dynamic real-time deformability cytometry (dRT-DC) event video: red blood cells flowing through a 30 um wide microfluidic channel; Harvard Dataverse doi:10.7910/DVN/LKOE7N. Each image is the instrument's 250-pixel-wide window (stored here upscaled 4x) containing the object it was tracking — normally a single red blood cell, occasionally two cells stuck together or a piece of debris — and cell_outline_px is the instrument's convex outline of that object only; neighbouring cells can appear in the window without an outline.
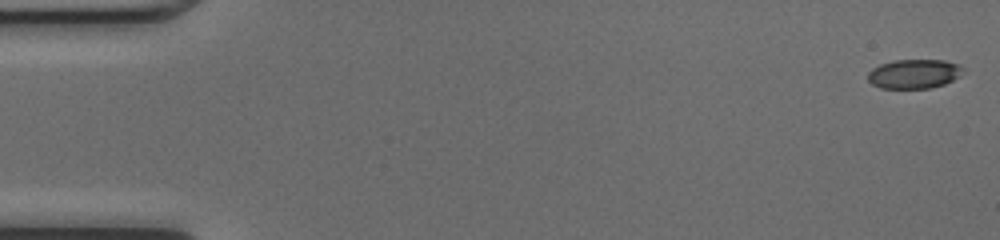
{"species": "common noctule bat (a hibernating species)", "species_latin": "Nyctalus noctula", "temperature_condition": "cold", "stored_images_in_passage": 45, "camera_frame_rate_fps": 3000, "um_per_image_px": 0.085, "animal": {"sex": "female", "body_mass_g": 17.0, "forearm_length_mm": 48.0}, "frame": {"image": 1, "passage_image": 1, "time_ms": 0.0, "image_size_px": [1000, 240], "cell_outline_px": [[964, 68], [960, 76], [944, 84], [928, 88], [880, 88], [872, 84], [868, 80], [868, 72], [872, 68], [880, 64], [896, 60], [944, 60], [960, 64]], "centroid_in_image_um": [77.7, 6.27], "position_along_channel_um": 7.3, "area_um2": 16.24}}
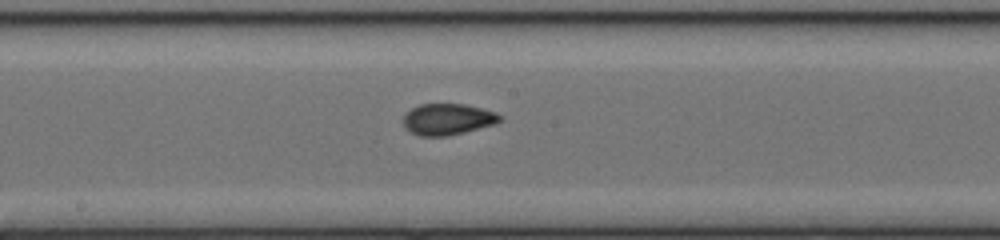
{"frame": {"image": 2, "passage_image": 26, "time_ms": 8.333, "image_size_px": [1000, 240], "cell_outline_px": [[504, 116], [496, 124], [448, 136], [420, 136], [412, 132], [404, 124], [404, 116], [412, 108], [420, 104], [464, 104], [496, 112]], "centroid_in_image_um": [38.1, 10.13], "position_along_channel_um": 210.1, "area_um2": 17.46}}
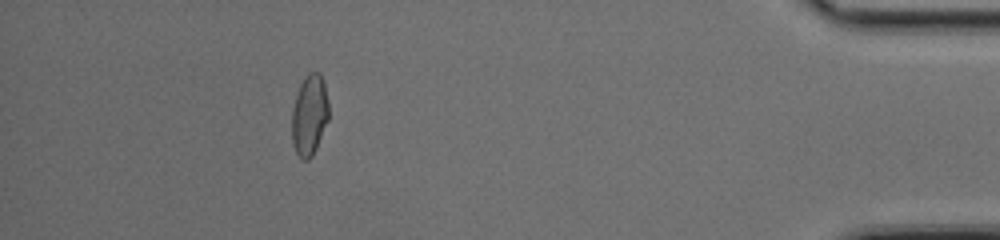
{"frame": {"image": 3, "passage_image": 44, "time_ms": 14.333, "image_size_px": [1000, 240], "cell_outline_px": [[328, 120], [316, 148], [312, 156], [308, 160], [304, 160], [296, 152], [292, 144], [292, 108], [296, 92], [304, 76], [308, 72], [320, 72], [324, 84], [328, 100]], "centroid_in_image_um": [26.29, 9.75], "position_along_channel_um": 408.9, "area_um2": 17.46}}